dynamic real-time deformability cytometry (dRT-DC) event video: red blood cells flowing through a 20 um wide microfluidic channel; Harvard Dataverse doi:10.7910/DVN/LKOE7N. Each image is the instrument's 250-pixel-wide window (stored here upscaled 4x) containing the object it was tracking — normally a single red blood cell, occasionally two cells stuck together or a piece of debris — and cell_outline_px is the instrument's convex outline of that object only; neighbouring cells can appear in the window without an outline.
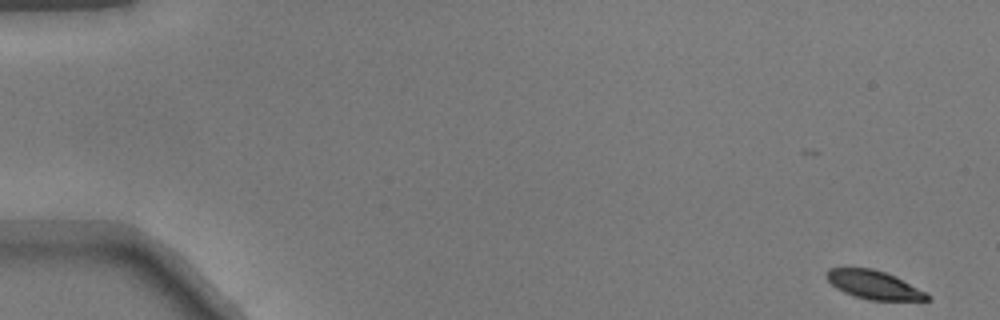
{"species": "common noctule bat (a hibernating species)", "species_latin": "Nyctalus noctula", "temperature_condition": "warm", "stored_images_in_passage": 40, "camera_frame_rate_fps": 3000, "um_per_image_px": 0.085, "animal": {"sex": "male", "body_mass_g": 17.9}, "frame": {"image": 1, "passage_image": 1, "time_ms": 0.0, "image_size_px": [1000, 320], "cell_outline_px": [[932, 300], [868, 300], [844, 292], [836, 288], [824, 276], [828, 268], [872, 268], [896, 276], [928, 292], [932, 296]], "centroid_in_image_um": [74.33, 24.21], "position_along_channel_um": 10.7, "area_um2": 16.88}}
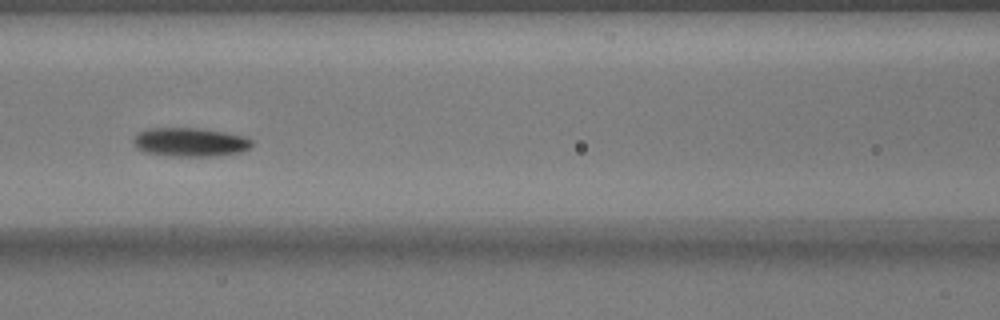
{"frame": {"image": 2, "passage_image": 23, "time_ms": 7.333, "image_size_px": [1000, 320], "cell_outline_px": [[252, 144], [248, 148], [240, 152], [216, 156], [172, 156], [144, 152], [136, 148], [132, 140], [136, 132], [148, 128], [196, 128], [224, 132], [244, 136], [252, 140]], "centroid_in_image_um": [16.1, 12.08], "position_along_channel_um": 150.5, "area_um2": 19.94}}
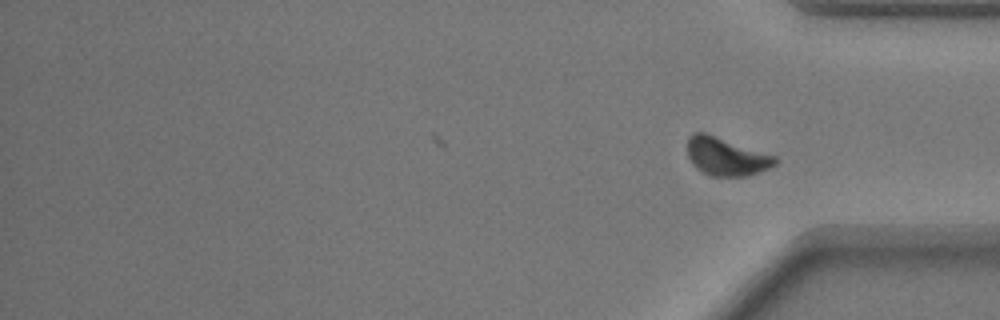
{"frame": {"image": 3, "passage_image": 40, "time_ms": 13.0, "image_size_px": [1000, 320], "cell_outline_px": [[780, 160], [776, 164], [768, 168], [744, 176], [712, 176], [696, 168], [692, 164], [688, 156], [688, 136], [692, 132], [708, 132], [776, 156]], "centroid_in_image_um": [61.72, 13.27], "position_along_channel_um": 373.5, "area_um2": 19.65}}